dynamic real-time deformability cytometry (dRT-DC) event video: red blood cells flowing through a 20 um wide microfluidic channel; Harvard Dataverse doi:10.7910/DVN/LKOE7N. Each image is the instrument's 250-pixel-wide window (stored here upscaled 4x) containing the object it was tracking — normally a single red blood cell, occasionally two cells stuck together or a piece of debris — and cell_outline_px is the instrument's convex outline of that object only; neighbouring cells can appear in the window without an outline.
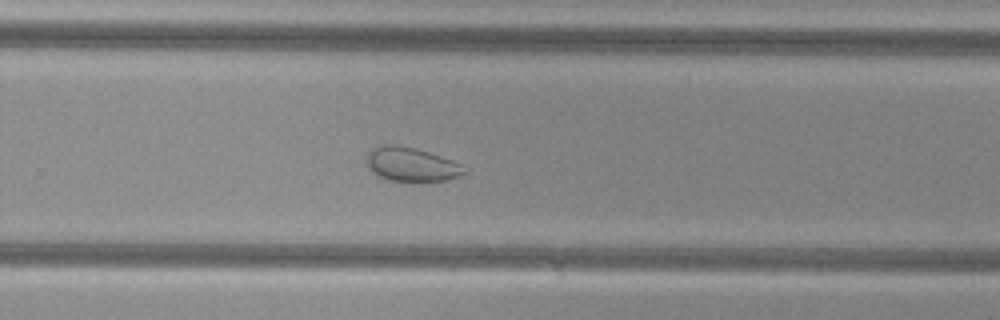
{"species": "common noctule bat (a hibernating species)", "species_latin": "Nyctalus noctula", "temperature_condition": "cold", "stored_images_in_passage": 45, "camera_frame_rate_fps": 3000, "um_per_image_px": 0.085, "animal": {"sex": "female", "body_mass_g": 29.2, "forearm_length_mm": 56.3}, "frame": {"image": 1, "passage_image": 26, "time_ms": 8.333, "image_size_px": [1000, 320], "cell_outline_px": [[468, 172], [448, 180], [388, 180], [376, 176], [368, 168], [364, 160], [368, 152], [384, 144], [396, 144], [416, 148], [452, 160], [468, 168]], "centroid_in_image_um": [34.94, 13.96], "position_along_channel_um": 294.9, "area_um2": 19.36}, "authors_computed_cell_mechanics": {"area_um2": 26.4724, "velocity_mm_per_s": 3.7992, "shape_relaxation_time_tau1_ms": 2.4633, "shape_relaxation_time_tau2_ms": 2.0091, "deformation_change_tau1": null, "deformation_change_tau2": 0.0642}}